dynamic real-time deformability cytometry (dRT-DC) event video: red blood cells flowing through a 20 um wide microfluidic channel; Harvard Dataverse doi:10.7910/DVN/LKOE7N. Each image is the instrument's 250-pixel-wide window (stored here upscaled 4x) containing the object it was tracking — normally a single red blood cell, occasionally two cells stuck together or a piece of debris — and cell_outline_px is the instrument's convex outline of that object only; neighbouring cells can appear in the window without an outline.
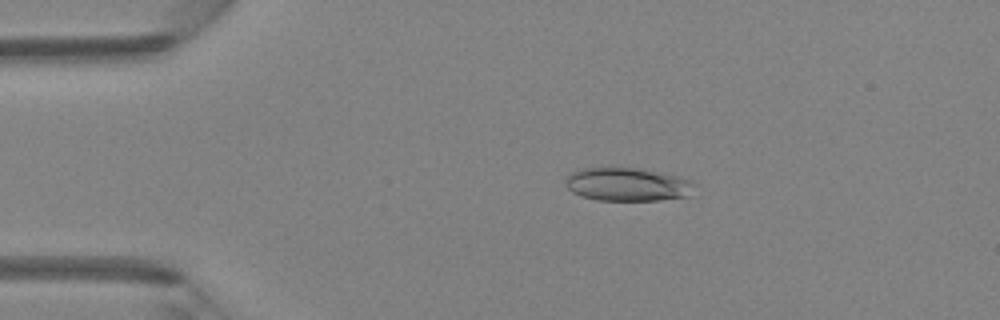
{"species": "Egyptian fruit bat (a non-hibernating species)", "species_latin": "Rousettus aegyptiacus", "temperature_condition": "room temperature", "stored_images_in_passage": 4, "camera_frame_rate_fps": 3000, "um_per_image_px": 0.085, "animal": {"sex": "female"}, "frame": {"image": 1, "passage_image": 3, "time_ms": 2.333, "image_size_px": [1000, 320], "cell_outline_px": [[696, 184], [692, 196], [660, 200], [596, 200], [580, 196], [572, 192], [568, 188], [564, 180], [572, 172], [580, 168], [612, 164], [636, 168], [676, 176], [692, 180]], "centroid_in_image_um": [53.31, 15.64], "position_along_channel_um": 31.7, "area_um2": 25.95}}